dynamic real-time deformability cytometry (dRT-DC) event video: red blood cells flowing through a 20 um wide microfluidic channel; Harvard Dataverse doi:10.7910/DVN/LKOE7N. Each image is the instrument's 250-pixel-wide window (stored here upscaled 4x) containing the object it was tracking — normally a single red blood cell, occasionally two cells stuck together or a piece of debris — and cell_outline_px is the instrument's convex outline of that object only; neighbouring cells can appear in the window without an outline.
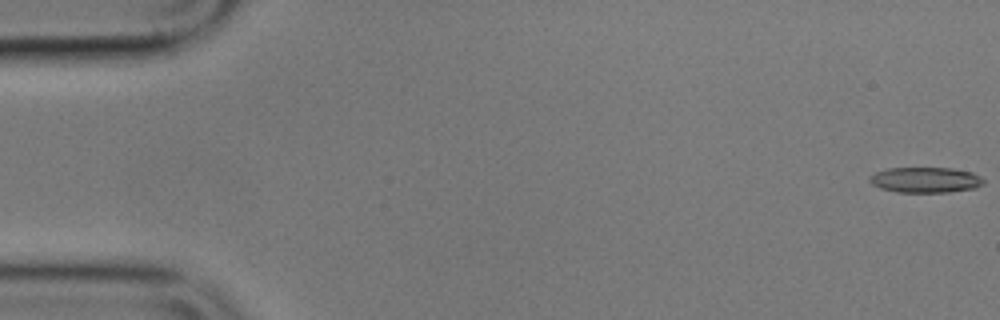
{"species": "common noctule bat (a hibernating species)", "species_latin": "Nyctalus noctula", "temperature_condition": "cold", "stored_images_in_passage": 6, "camera_frame_rate_fps": 3000, "um_per_image_px": 0.085, "animal": {"sex": "male", "body_mass_g": 17.9}, "frame": {"image": 1, "passage_image": 1, "time_ms": 0.0, "image_size_px": [1000, 320], "cell_outline_px": [[984, 184], [976, 188], [948, 192], [896, 192], [880, 188], [872, 184], [868, 180], [868, 176], [876, 172], [888, 168], [952, 168], [972, 172], [980, 176], [984, 180]], "centroid_in_image_um": [78.66, 15.29], "position_along_channel_um": 6.3, "area_um2": 17.05}}
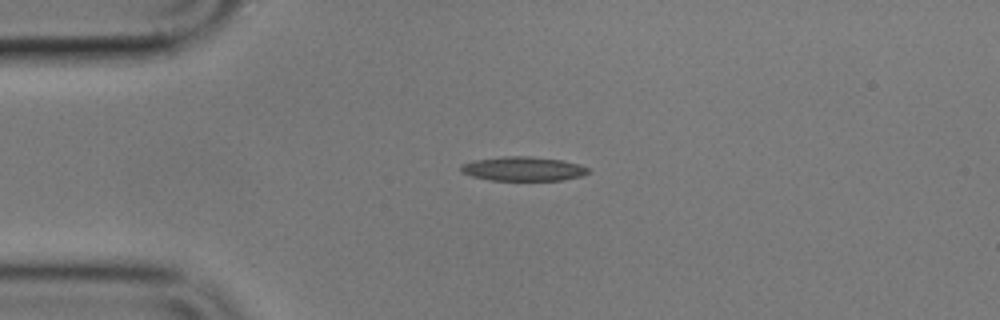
{"frame": {"image": 2, "passage_image": 4, "time_ms": 4.333, "image_size_px": [1000, 320], "cell_outline_px": [[588, 172], [580, 176], [564, 180], [488, 180], [472, 176], [460, 172], [460, 164], [476, 160], [504, 156], [528, 156], [560, 160], [580, 164], [588, 168]], "centroid_in_image_um": [44.43, 14.35], "position_along_channel_um": 40.6, "area_um2": 17.86}}
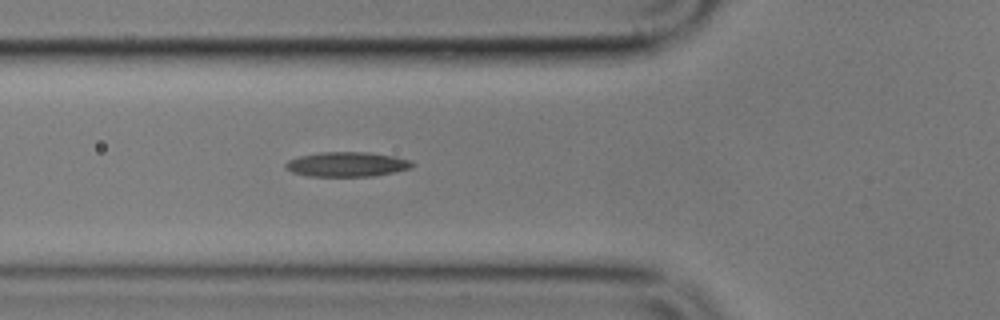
{"frame": {"image": 3, "passage_image": 6, "time_ms": 6.667, "image_size_px": [1000, 320], "cell_outline_px": [[416, 164], [412, 168], [372, 176], [308, 176], [292, 172], [284, 168], [284, 164], [288, 160], [300, 156], [320, 152], [368, 152], [392, 156], [412, 160]], "centroid_in_image_um": [29.49, 13.96], "position_along_channel_um": 96.3, "area_um2": 18.26}}